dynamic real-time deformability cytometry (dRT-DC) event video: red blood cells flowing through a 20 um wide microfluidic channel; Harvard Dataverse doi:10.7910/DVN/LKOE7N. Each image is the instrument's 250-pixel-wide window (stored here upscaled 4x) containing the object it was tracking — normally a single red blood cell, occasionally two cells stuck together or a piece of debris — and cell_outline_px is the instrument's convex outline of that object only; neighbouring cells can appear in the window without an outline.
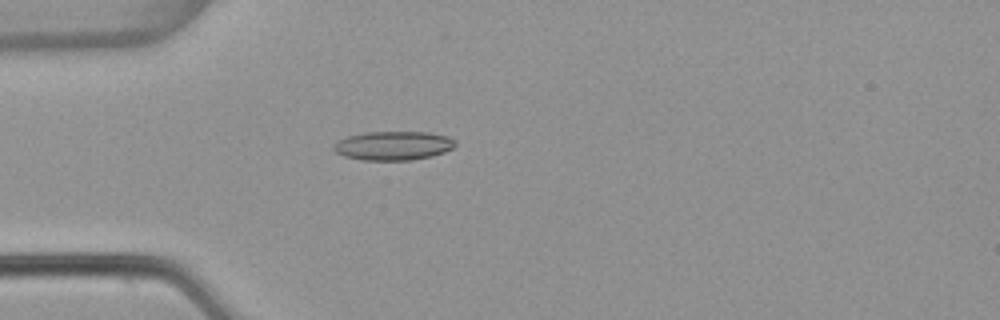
{"species": "common noctule bat (a hibernating species)", "species_latin": "Nyctalus noctula", "temperature_condition": "warm", "stored_images_in_passage": 4, "camera_frame_rate_fps": 3000, "um_per_image_px": 0.085, "animal": {"sex": "female", "body_mass_g": 22.7, "forearm_length_mm": 54.2}, "frame": {"image": 1, "passage_image": 4, "time_ms": 1.0, "image_size_px": [1000, 320], "cell_outline_px": [[456, 144], [452, 148], [444, 152], [432, 156], [412, 160], [364, 160], [344, 156], [336, 152], [332, 148], [332, 144], [336, 140], [348, 136], [364, 132], [428, 132], [448, 136], [456, 140]], "centroid_in_image_um": [33.41, 12.37], "position_along_channel_um": 51.6, "area_um2": 20.69}}